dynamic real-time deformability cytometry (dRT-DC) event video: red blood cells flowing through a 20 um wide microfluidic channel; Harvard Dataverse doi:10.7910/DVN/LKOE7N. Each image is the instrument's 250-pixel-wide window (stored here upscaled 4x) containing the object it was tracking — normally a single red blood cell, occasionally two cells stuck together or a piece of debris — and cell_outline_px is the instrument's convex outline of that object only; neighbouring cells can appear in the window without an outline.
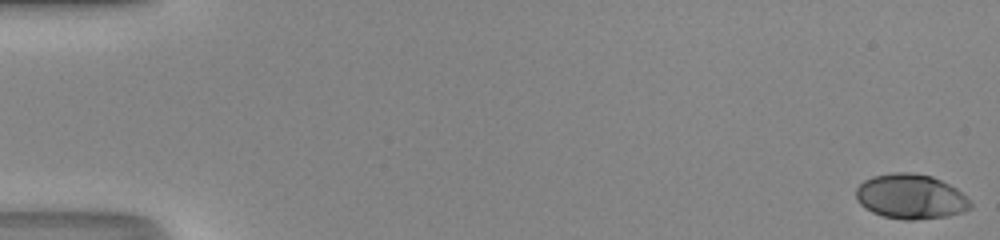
{"species": "human", "species_latin": "Homo sapiens", "temperature_condition": "room temperature", "stored_images_in_passage": 51, "camera_frame_rate_fps": 3000, "um_per_image_px": 0.085, "donor": {"sex": "male"}, "frame": {"image": 1, "passage_image": 1, "time_ms": 0.0, "image_size_px": [1000, 240], "cell_outline_px": [[972, 208], [948, 216], [916, 220], [904, 220], [884, 216], [872, 212], [864, 208], [856, 200], [856, 188], [864, 180], [872, 176], [892, 172], [912, 172], [932, 176], [956, 188], [972, 204]], "centroid_in_image_um": [77.37, 16.71], "position_along_channel_um": 7.6, "area_um2": 29.94}}
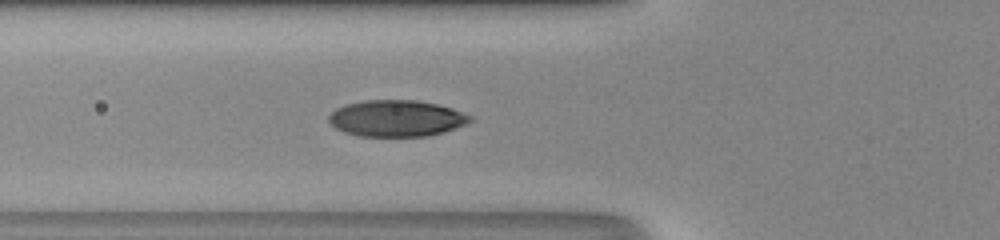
{"frame": {"image": 2, "passage_image": 20, "time_ms": 6.333, "image_size_px": [1000, 240], "cell_outline_px": [[476, 120], [456, 128], [444, 132], [428, 136], [360, 136], [344, 132], [336, 128], [328, 120], [328, 116], [336, 108], [344, 104], [364, 100], [416, 100], [436, 104], [452, 108], [472, 116]], "centroid_in_image_um": [33.72, 10.06], "position_along_channel_um": 92.1, "area_um2": 30.17}}
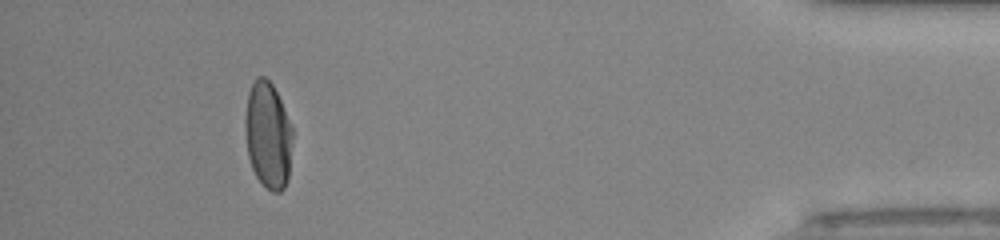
{"frame": {"image": 3, "passage_image": 47, "time_ms": 15.333, "image_size_px": [1000, 240], "cell_outline_px": [[292, 136], [288, 180], [284, 188], [280, 192], [272, 192], [256, 176], [252, 168], [248, 156], [244, 124], [244, 120], [248, 92], [256, 76], [264, 76], [272, 84], [292, 124]], "centroid_in_image_um": [22.77, 11.47], "position_along_channel_um": 412.4, "area_um2": 29.48}, "authors_computed_cell_mechanics": {"area_um2": 29.6514, "velocity_mm_per_s": 4.212, "shape_relaxation_time_tau1_ms": 3.7475, "shape_relaxation_time_tau2_ms": null, "deformation_change_tau1": 0.1887, "deformation_change_tau2": null}}